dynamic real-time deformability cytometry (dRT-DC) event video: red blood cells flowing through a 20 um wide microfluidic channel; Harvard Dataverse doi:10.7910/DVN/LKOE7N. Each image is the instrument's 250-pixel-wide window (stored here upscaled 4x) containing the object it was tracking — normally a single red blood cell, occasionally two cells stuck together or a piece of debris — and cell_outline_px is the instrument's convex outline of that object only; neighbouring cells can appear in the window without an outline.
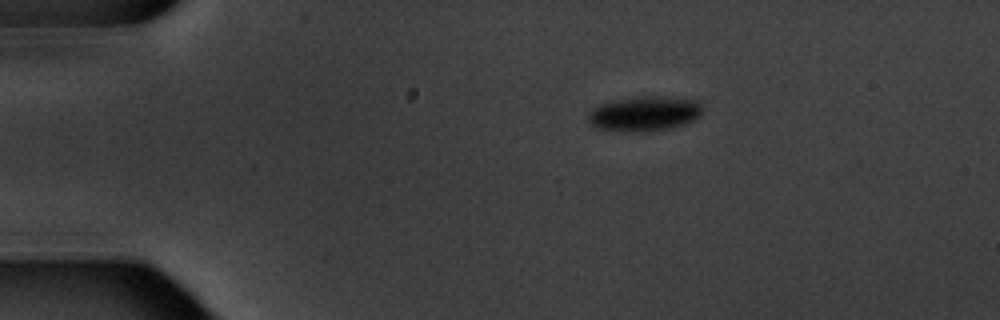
{"species": "common noctule bat (a hibernating species)", "species_latin": "Nyctalus noctula", "temperature_condition": "warm", "stored_images_in_passage": 4, "camera_frame_rate_fps": 3000, "um_per_image_px": 0.085, "animal": {"sex": "male", "body_mass_g": 20.1, "forearm_length_mm": 53.5}, "frame": {"image": 1, "passage_image": 1, "time_ms": 0.0, "image_size_px": [1000, 320], "cell_outline_px": [[700, 116], [684, 124], [672, 128], [632, 132], [596, 128], [588, 120], [588, 112], [600, 104], [616, 100], [636, 96], [660, 96], [696, 100], [700, 104]], "centroid_in_image_um": [54.75, 9.65], "position_along_channel_um": 30.2, "area_um2": 22.95}}
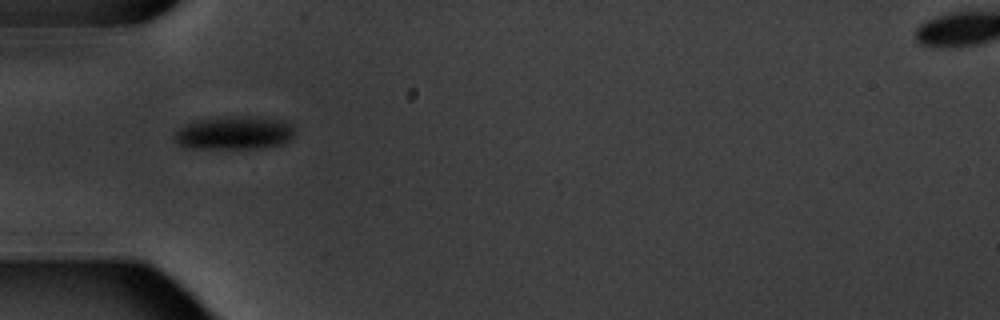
{"frame": {"image": 2, "passage_image": 3, "time_ms": 2.667, "image_size_px": [1000, 320], "cell_outline_px": [[292, 140], [280, 144], [256, 148], [192, 148], [180, 144], [172, 140], [172, 136], [180, 128], [196, 120], [240, 116], [248, 116], [280, 120], [292, 124]], "centroid_in_image_um": [19.9, 11.3], "position_along_channel_um": 65.1, "area_um2": 22.89}}
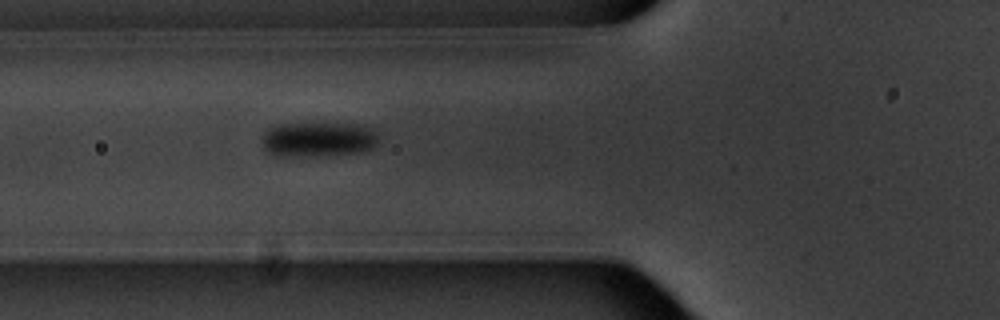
{"frame": {"image": 3, "passage_image": 4, "time_ms": 3.667, "image_size_px": [1000, 320], "cell_outline_px": [[380, 136], [376, 144], [372, 148], [360, 152], [312, 156], [276, 156], [268, 152], [264, 148], [264, 132], [280, 124], [356, 124], [372, 128]], "centroid_in_image_um": [27.1, 11.85], "position_along_channel_um": 98.7, "area_um2": 23.41}}